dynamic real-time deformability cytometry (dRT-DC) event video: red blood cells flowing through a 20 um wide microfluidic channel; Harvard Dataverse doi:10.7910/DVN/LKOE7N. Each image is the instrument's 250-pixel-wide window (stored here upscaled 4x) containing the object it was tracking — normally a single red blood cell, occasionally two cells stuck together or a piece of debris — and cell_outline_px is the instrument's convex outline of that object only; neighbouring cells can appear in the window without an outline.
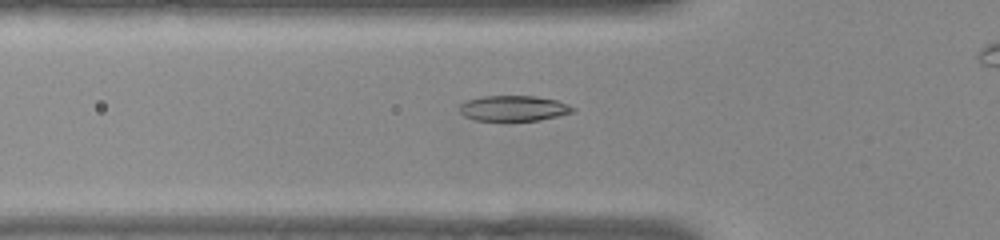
{"species": "common noctule bat (a hibernating species)", "species_latin": "Nyctalus noctula", "temperature_condition": "warm", "stored_images_in_passage": 30, "camera_frame_rate_fps": 3000, "um_per_image_px": 0.085, "animal": {"sex": "female", "body_mass_g": 22.0, "forearm_length_mm": 56.7}, "frame": {"image": 1, "passage_image": 4, "time_ms": 1.0, "image_size_px": [1000, 240], "cell_outline_px": [[576, 112], [536, 120], [476, 120], [464, 116], [460, 112], [460, 104], [464, 100], [480, 96], [532, 96], [556, 100], [568, 104], [576, 108]], "centroid_in_image_um": [43.64, 9.19], "position_along_channel_um": 82.2, "area_um2": 16.76}}
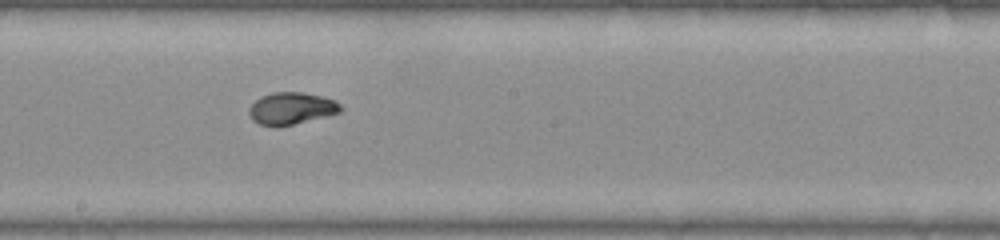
{"frame": {"image": 2, "passage_image": 15, "time_ms": 4.667, "image_size_px": [1000, 240], "cell_outline_px": [[344, 108], [340, 112], [292, 124], [260, 124], [252, 120], [248, 112], [248, 108], [256, 100], [272, 92], [300, 92], [320, 96], [336, 100]], "centroid_in_image_um": [24.78, 9.18], "position_along_channel_um": 223.4, "area_um2": 16.53}}
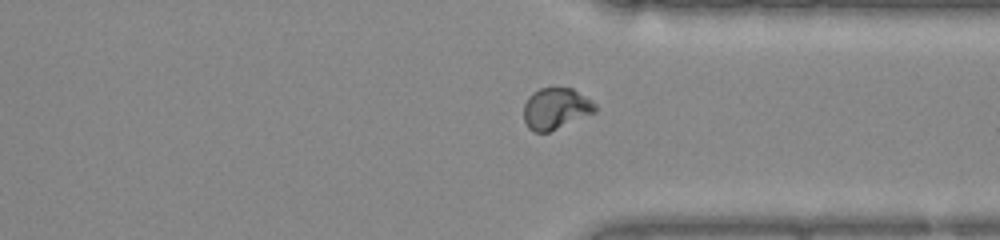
{"frame": {"image": 3, "passage_image": 26, "time_ms": 8.333, "image_size_px": [1000, 240], "cell_outline_px": [[596, 112], [548, 132], [532, 132], [528, 128], [524, 120], [524, 104], [528, 96], [532, 92], [540, 88], [572, 88], [592, 100], [596, 104]], "centroid_in_image_um": [47.23, 9.22], "position_along_channel_um": 364.2, "area_um2": 17.22}}